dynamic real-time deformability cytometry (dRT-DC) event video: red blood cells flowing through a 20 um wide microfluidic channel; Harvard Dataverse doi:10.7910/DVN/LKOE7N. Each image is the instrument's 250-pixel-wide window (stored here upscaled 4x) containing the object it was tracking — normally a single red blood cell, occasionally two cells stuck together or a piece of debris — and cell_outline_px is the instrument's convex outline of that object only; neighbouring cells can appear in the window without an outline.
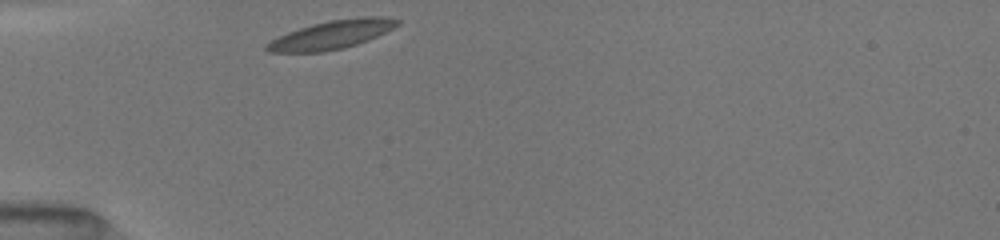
{"species": "common noctule bat (a hibernating species)", "species_latin": "Nyctalus noctula", "temperature_condition": "room temperature", "stored_images_in_passage": 47, "camera_frame_rate_fps": 3000, "um_per_image_px": 0.085, "animal": {"sex": "female", "body_mass_g": 19.5, "forearm_length_mm": 54.1}, "frame": {"image": 1, "passage_image": 1, "time_ms": 0.0, "image_size_px": [1000, 240], "cell_outline_px": [[400, 24], [368, 40], [344, 48], [324, 52], [268, 52], [264, 48], [264, 44], [288, 32], [312, 24], [328, 20], [360, 16], [384, 16], [400, 20]], "centroid_in_image_um": [28.2, 2.94], "position_along_channel_um": 56.8, "area_um2": 21.73}}
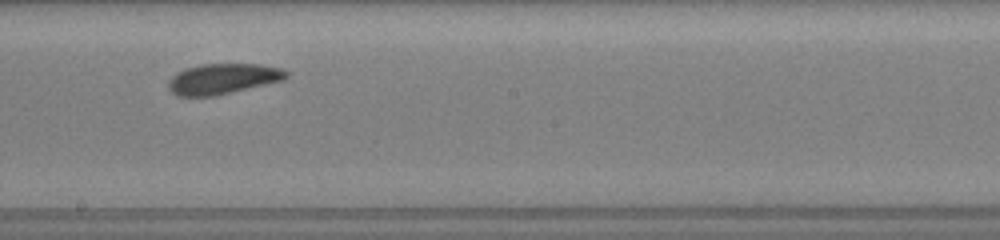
{"frame": {"image": 2, "passage_image": 22, "time_ms": 4.667, "image_size_px": [1000, 240], "cell_outline_px": [[288, 76], [284, 80], [216, 96], [176, 96], [168, 88], [168, 80], [172, 76], [184, 68], [200, 64], [260, 64], [284, 68], [288, 72]], "centroid_in_image_um": [18.95, 6.7], "position_along_channel_um": 229.2, "area_um2": 21.21}}
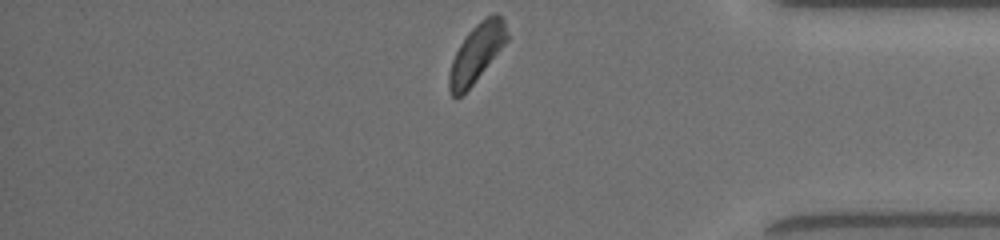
{"frame": {"image": 3, "passage_image": 46, "time_ms": 9.333, "image_size_px": [1000, 240], "cell_outline_px": [[508, 40], [472, 84], [456, 100], [452, 96], [448, 88], [448, 76], [452, 60], [460, 44], [468, 32], [480, 20], [496, 12], [504, 16], [508, 32]], "centroid_in_image_um": [40.52, 4.47], "position_along_channel_um": 394.7, "area_um2": 19.48}, "authors_computed_cell_mechanics": {"area_um2": 20.7502, "velocity_mm_per_s": 3.959, "shape_relaxation_time_tau1_ms": 1.4443, "shape_relaxation_time_tau2_ms": 2.0938, "deformation_change_tau1": 0.0897, "deformation_change_tau2": 0.0833}}